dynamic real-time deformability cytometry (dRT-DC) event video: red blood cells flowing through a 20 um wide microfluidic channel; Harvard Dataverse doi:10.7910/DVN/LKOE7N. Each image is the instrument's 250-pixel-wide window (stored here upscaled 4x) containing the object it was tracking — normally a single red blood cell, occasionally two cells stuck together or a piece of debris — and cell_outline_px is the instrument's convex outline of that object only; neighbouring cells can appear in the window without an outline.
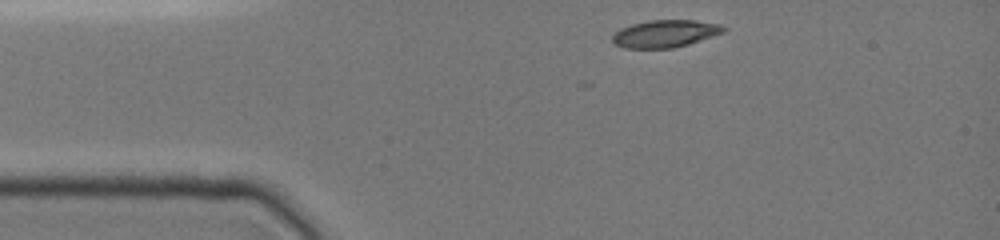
{"species": "common noctule bat (a hibernating species)", "species_latin": "Nyctalus noctula", "temperature_condition": "cold", "stored_images_in_passage": 11, "camera_frame_rate_fps": 3000, "um_per_image_px": 0.085, "animal": {"sex": "female", "body_mass_g": 19.0, "forearm_length_mm": 51.5}, "frame": {"image": 1, "passage_image": 1, "time_ms": 0.0, "image_size_px": [1000, 240], "cell_outline_px": [[728, 28], [724, 32], [688, 44], [672, 48], [624, 48], [616, 44], [612, 40], [612, 36], [620, 28], [632, 24], [648, 20], [696, 20], [720, 24]], "centroid_in_image_um": [56.54, 2.85], "position_along_channel_um": 28.5, "area_um2": 17.69}}
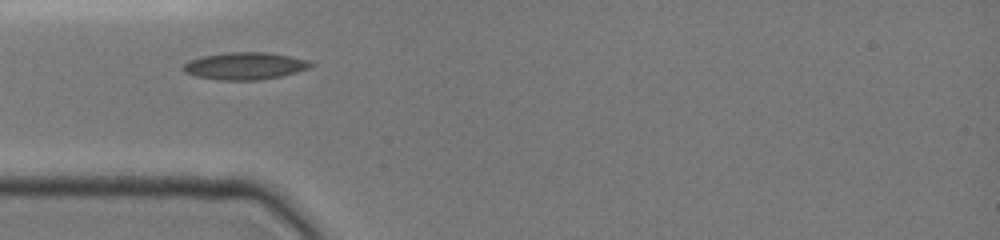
{"frame": {"image": 2, "passage_image": 10, "time_ms": 2.0, "image_size_px": [1000, 240], "cell_outline_px": [[316, 64], [308, 68], [296, 72], [280, 76], [260, 80], [220, 80], [196, 76], [184, 72], [180, 68], [188, 60], [200, 56], [228, 52], [268, 52], [308, 60]], "centroid_in_image_um": [20.78, 5.6], "position_along_channel_um": 64.2, "area_um2": 20.35}}